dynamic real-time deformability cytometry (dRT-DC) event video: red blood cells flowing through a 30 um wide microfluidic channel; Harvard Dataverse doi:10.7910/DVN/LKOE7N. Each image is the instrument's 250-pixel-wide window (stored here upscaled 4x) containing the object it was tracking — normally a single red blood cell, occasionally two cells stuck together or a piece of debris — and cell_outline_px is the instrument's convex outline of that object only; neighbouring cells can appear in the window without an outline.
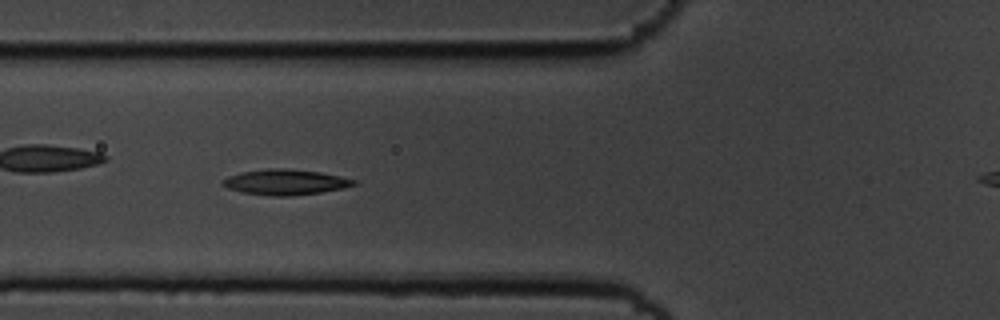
{"species": "common noctule bat (a hibernating species)", "species_latin": "Nyctalus noctula", "temperature_condition": "cold", "stored_images_in_passage": 56, "camera_frame_rate_fps": 3000, "um_per_image_px": 0.085, "animal": {"sex": "male", "body_mass_g": 19.5, "forearm_length_mm": 54.6}, "frame": {"image": 1, "passage_image": 20, "time_ms": 6.333, "image_size_px": [1000, 320], "cell_outline_px": [[356, 184], [344, 188], [320, 192], [288, 196], [272, 196], [244, 192], [228, 188], [220, 184], [228, 176], [240, 172], [268, 168], [284, 168], [320, 172], [340, 176], [356, 180]], "centroid_in_image_um": [24.25, 15.47], "position_along_channel_um": 101.6, "area_um2": 19.31}}
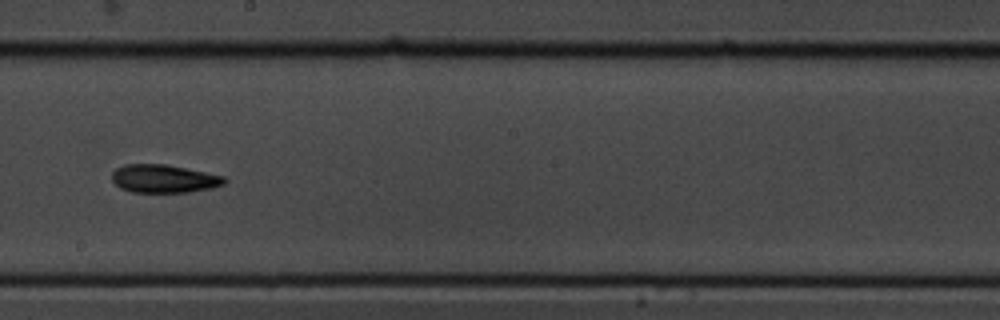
{"frame": {"image": 2, "passage_image": 31, "time_ms": 10.0, "image_size_px": [1000, 320], "cell_outline_px": [[228, 180], [224, 184], [212, 188], [188, 192], [132, 192], [120, 188], [112, 180], [112, 172], [116, 168], [124, 164], [164, 164], [224, 176]], "centroid_in_image_um": [13.92, 15.19], "position_along_channel_um": 234.3, "area_um2": 18.38}}
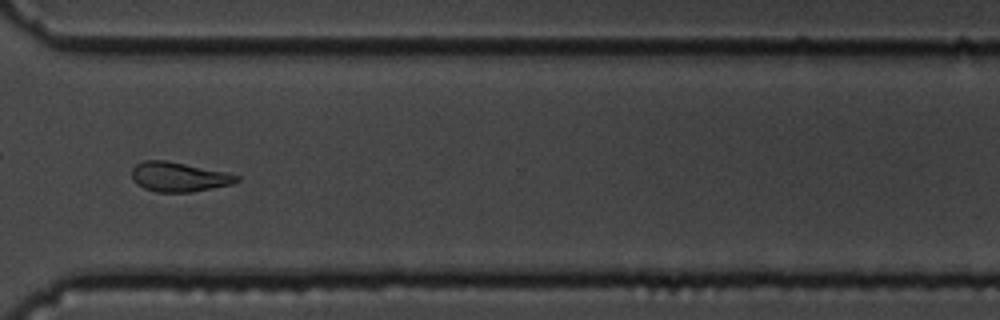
{"frame": {"image": 3, "passage_image": 41, "time_ms": 13.333, "image_size_px": [1000, 320], "cell_outline_px": [[240, 180], [232, 184], [192, 192], [156, 192], [144, 188], [136, 184], [132, 176], [132, 168], [136, 164], [144, 160], [168, 160], [228, 172], [240, 176]], "centroid_in_image_um": [15.22, 15.02], "position_along_channel_um": 355.4, "area_um2": 18.26}, "authors_computed_cell_mechanics": {"area_um2": 18.6405, "velocity_mm_per_s": 3.6226, "shape_relaxation_time_tau1_ms": 10.615, "shape_relaxation_time_tau2_ms": null, "deformation_change_tau1": 0.2412, "deformation_change_tau2": null}}